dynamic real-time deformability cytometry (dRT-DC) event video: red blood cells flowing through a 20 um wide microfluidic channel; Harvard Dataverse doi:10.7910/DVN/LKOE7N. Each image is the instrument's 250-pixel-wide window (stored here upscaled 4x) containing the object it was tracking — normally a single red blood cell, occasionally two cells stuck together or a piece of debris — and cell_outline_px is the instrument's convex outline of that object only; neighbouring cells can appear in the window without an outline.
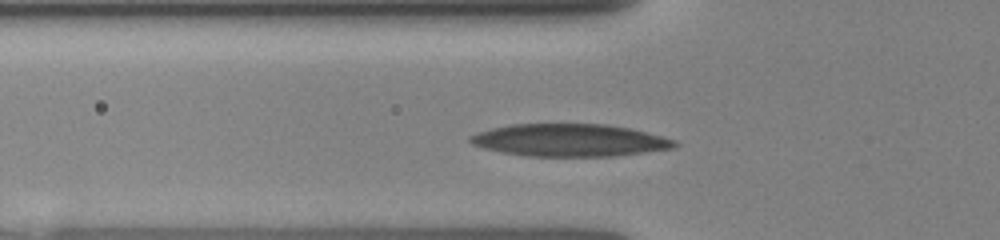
{"species": "human", "species_latin": "Homo sapiens", "temperature_condition": "room temperature", "stored_images_in_passage": 34, "camera_frame_rate_fps": 3000, "um_per_image_px": 0.085, "donor": {"sex": "female"}, "frame": {"image": 1, "passage_image": 22, "time_ms": 3.0, "image_size_px": [1000, 240], "cell_outline_px": [[676, 144], [672, 148], [612, 156], [528, 156], [504, 152], [484, 148], [472, 144], [468, 140], [468, 136], [492, 128], [512, 124], [604, 124], [628, 128], [676, 140]], "centroid_in_image_um": [48.36, 11.91], "position_along_channel_um": 77.4, "area_um2": 38.09}}
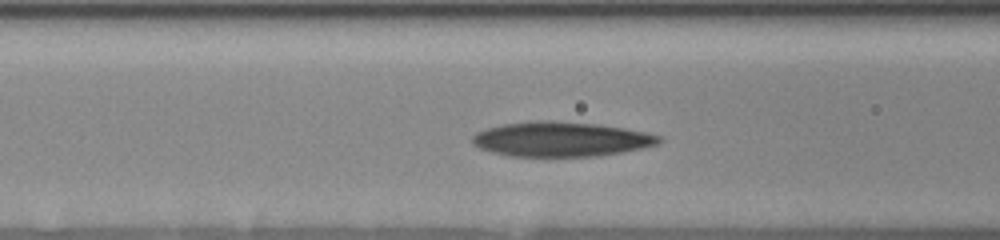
{"frame": {"image": 2, "passage_image": 27, "time_ms": 4.0, "image_size_px": [1000, 240], "cell_outline_px": [[660, 140], [656, 144], [624, 152], [596, 156], [508, 156], [492, 152], [480, 148], [472, 144], [472, 136], [476, 132], [500, 124], [544, 120], [548, 120], [596, 124], [624, 128], [644, 132], [660, 136]], "centroid_in_image_um": [47.63, 11.83], "position_along_channel_um": 119.0, "area_um2": 37.51}}
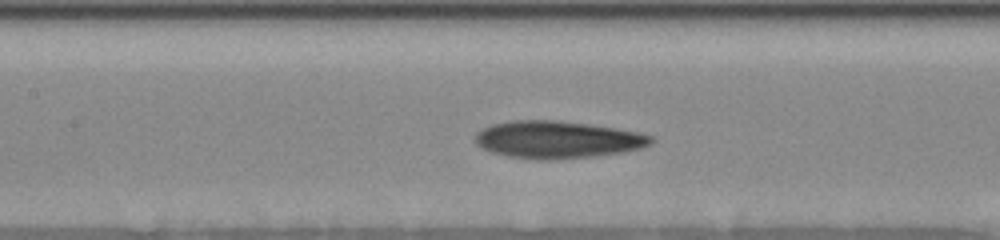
{"frame": {"image": 3, "passage_image": 31, "time_ms": 5.0, "image_size_px": [1000, 240], "cell_outline_px": [[656, 140], [652, 144], [640, 148], [624, 152], [592, 156], [556, 160], [528, 160], [508, 156], [492, 152], [476, 144], [476, 136], [484, 128], [492, 124], [512, 120], [552, 120], [584, 124], [612, 128], [636, 132], [652, 136]], "centroid_in_image_um": [47.38, 11.89], "position_along_channel_um": 160.0, "area_um2": 37.97}}